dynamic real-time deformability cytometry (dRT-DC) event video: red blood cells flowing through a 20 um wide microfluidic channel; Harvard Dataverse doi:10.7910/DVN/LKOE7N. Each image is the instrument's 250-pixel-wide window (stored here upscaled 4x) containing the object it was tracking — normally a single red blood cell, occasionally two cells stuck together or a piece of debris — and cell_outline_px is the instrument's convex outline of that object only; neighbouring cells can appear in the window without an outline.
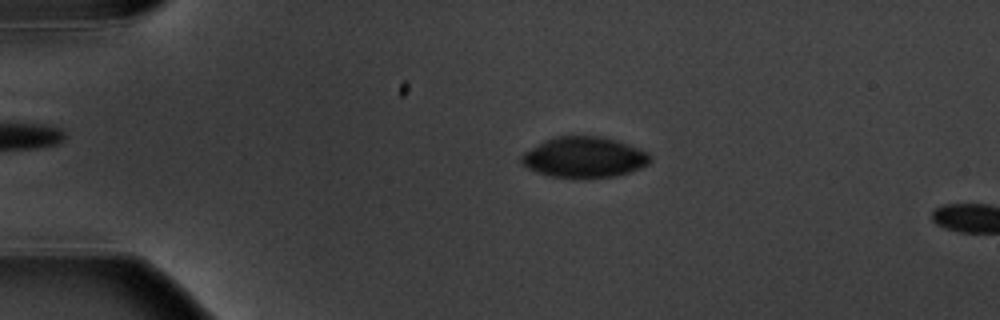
{"species": "common noctule bat (a hibernating species)", "species_latin": "Nyctalus noctula", "temperature_condition": "warm", "stored_images_in_passage": 3, "camera_frame_rate_fps": 3000, "um_per_image_px": 0.085, "animal": {"sex": "male", "body_mass_g": 20.1, "forearm_length_mm": 53.5}, "frame": {"image": 1, "passage_image": 2, "time_ms": 1.333, "image_size_px": [1000, 320], "cell_outline_px": [[652, 160], [648, 164], [628, 172], [612, 176], [552, 176], [536, 172], [528, 168], [520, 160], [520, 156], [524, 152], [544, 140], [552, 136], [600, 136], [616, 140], [640, 148], [648, 152], [652, 156]], "centroid_in_image_um": [49.65, 13.33], "position_along_channel_um": 35.3, "area_um2": 30.06}}